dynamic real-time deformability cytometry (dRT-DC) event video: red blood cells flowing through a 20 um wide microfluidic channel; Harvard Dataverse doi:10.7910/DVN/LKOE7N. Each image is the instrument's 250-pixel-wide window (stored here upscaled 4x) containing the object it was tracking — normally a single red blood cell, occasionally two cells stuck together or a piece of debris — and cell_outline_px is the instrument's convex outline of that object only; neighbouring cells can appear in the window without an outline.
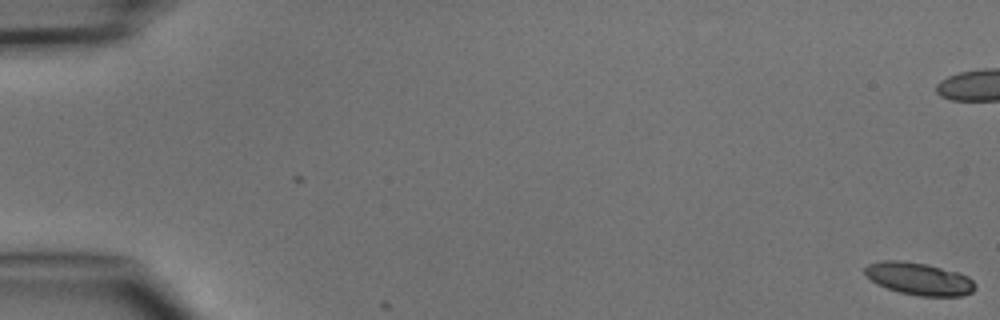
{"species": "common noctule bat (a hibernating species)", "species_latin": "Nyctalus noctula", "temperature_condition": "cold", "stored_images_in_passage": 10, "camera_frame_rate_fps": 3000, "um_per_image_px": 0.085, "animal": {"sex": "male", "body_mass_g": 15.6}, "frame": {"image": 1, "passage_image": 1, "time_ms": 0.0, "image_size_px": [1000, 320], "cell_outline_px": [[976, 288], [972, 292], [960, 296], [920, 296], [900, 292], [876, 284], [864, 272], [864, 268], [868, 264], [880, 260], [904, 260], [924, 264], [960, 272], [968, 276], [976, 284]], "centroid_in_image_um": [78.13, 23.69], "position_along_channel_um": 6.9, "area_um2": 20.87}}